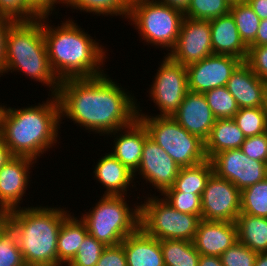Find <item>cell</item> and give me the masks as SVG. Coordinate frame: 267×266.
Wrapping results in <instances>:
<instances>
[{
	"mask_svg": "<svg viewBox=\"0 0 267 266\" xmlns=\"http://www.w3.org/2000/svg\"><path fill=\"white\" fill-rule=\"evenodd\" d=\"M57 98L61 123L62 119H69L89 134L104 137L130 125L138 117L140 104L134 94L117 84L107 72L61 80Z\"/></svg>",
	"mask_w": 267,
	"mask_h": 266,
	"instance_id": "1",
	"label": "cell"
},
{
	"mask_svg": "<svg viewBox=\"0 0 267 266\" xmlns=\"http://www.w3.org/2000/svg\"><path fill=\"white\" fill-rule=\"evenodd\" d=\"M48 96V100L29 107L12 108L0 103L3 105L0 114V137L13 156L38 161L37 158L60 143L59 101L57 95Z\"/></svg>",
	"mask_w": 267,
	"mask_h": 266,
	"instance_id": "2",
	"label": "cell"
},
{
	"mask_svg": "<svg viewBox=\"0 0 267 266\" xmlns=\"http://www.w3.org/2000/svg\"><path fill=\"white\" fill-rule=\"evenodd\" d=\"M48 19L49 16H42L43 34L51 68L60 81L95 77L106 72L103 67L108 50L100 45L96 36L85 32L73 18L61 21L56 27L50 23L51 17L50 21Z\"/></svg>",
	"mask_w": 267,
	"mask_h": 266,
	"instance_id": "3",
	"label": "cell"
},
{
	"mask_svg": "<svg viewBox=\"0 0 267 266\" xmlns=\"http://www.w3.org/2000/svg\"><path fill=\"white\" fill-rule=\"evenodd\" d=\"M67 209L37 204L8 211L7 227L16 236L26 266H58L57 238L70 214Z\"/></svg>",
	"mask_w": 267,
	"mask_h": 266,
	"instance_id": "4",
	"label": "cell"
},
{
	"mask_svg": "<svg viewBox=\"0 0 267 266\" xmlns=\"http://www.w3.org/2000/svg\"><path fill=\"white\" fill-rule=\"evenodd\" d=\"M8 72L27 75L26 78H31V81L33 79L50 88L49 95H57L60 80L49 62L42 17L32 21H16L9 29L3 76Z\"/></svg>",
	"mask_w": 267,
	"mask_h": 266,
	"instance_id": "5",
	"label": "cell"
},
{
	"mask_svg": "<svg viewBox=\"0 0 267 266\" xmlns=\"http://www.w3.org/2000/svg\"><path fill=\"white\" fill-rule=\"evenodd\" d=\"M122 195H102L95 206L82 213L88 233L105 246H114L140 227V203L131 207Z\"/></svg>",
	"mask_w": 267,
	"mask_h": 266,
	"instance_id": "6",
	"label": "cell"
},
{
	"mask_svg": "<svg viewBox=\"0 0 267 266\" xmlns=\"http://www.w3.org/2000/svg\"><path fill=\"white\" fill-rule=\"evenodd\" d=\"M183 18L182 11L156 0H131L127 20L144 44L166 49L168 55L179 37Z\"/></svg>",
	"mask_w": 267,
	"mask_h": 266,
	"instance_id": "7",
	"label": "cell"
},
{
	"mask_svg": "<svg viewBox=\"0 0 267 266\" xmlns=\"http://www.w3.org/2000/svg\"><path fill=\"white\" fill-rule=\"evenodd\" d=\"M138 104V118L145 125L149 137L180 167L194 166L207 160L205 142L190 134L172 116H155L142 112Z\"/></svg>",
	"mask_w": 267,
	"mask_h": 266,
	"instance_id": "8",
	"label": "cell"
},
{
	"mask_svg": "<svg viewBox=\"0 0 267 266\" xmlns=\"http://www.w3.org/2000/svg\"><path fill=\"white\" fill-rule=\"evenodd\" d=\"M156 193L139 202L140 227L159 240L193 241L201 218L177 211Z\"/></svg>",
	"mask_w": 267,
	"mask_h": 266,
	"instance_id": "9",
	"label": "cell"
},
{
	"mask_svg": "<svg viewBox=\"0 0 267 266\" xmlns=\"http://www.w3.org/2000/svg\"><path fill=\"white\" fill-rule=\"evenodd\" d=\"M165 54L148 88L150 100L160 111L155 116H173L188 92L186 66Z\"/></svg>",
	"mask_w": 267,
	"mask_h": 266,
	"instance_id": "10",
	"label": "cell"
},
{
	"mask_svg": "<svg viewBox=\"0 0 267 266\" xmlns=\"http://www.w3.org/2000/svg\"><path fill=\"white\" fill-rule=\"evenodd\" d=\"M202 219L235 222L241 209V191L214 172L201 195Z\"/></svg>",
	"mask_w": 267,
	"mask_h": 266,
	"instance_id": "11",
	"label": "cell"
},
{
	"mask_svg": "<svg viewBox=\"0 0 267 266\" xmlns=\"http://www.w3.org/2000/svg\"><path fill=\"white\" fill-rule=\"evenodd\" d=\"M210 161L213 172L240 191L267 178V163L249 158L241 149L221 151Z\"/></svg>",
	"mask_w": 267,
	"mask_h": 266,
	"instance_id": "12",
	"label": "cell"
},
{
	"mask_svg": "<svg viewBox=\"0 0 267 266\" xmlns=\"http://www.w3.org/2000/svg\"><path fill=\"white\" fill-rule=\"evenodd\" d=\"M213 55L211 26L209 20H196L184 17L179 37L168 56L183 66L199 62Z\"/></svg>",
	"mask_w": 267,
	"mask_h": 266,
	"instance_id": "13",
	"label": "cell"
},
{
	"mask_svg": "<svg viewBox=\"0 0 267 266\" xmlns=\"http://www.w3.org/2000/svg\"><path fill=\"white\" fill-rule=\"evenodd\" d=\"M180 166L149 136L143 145L140 165L134 173V178L145 180L147 185L159 191L161 195L173 186L180 171Z\"/></svg>",
	"mask_w": 267,
	"mask_h": 266,
	"instance_id": "14",
	"label": "cell"
},
{
	"mask_svg": "<svg viewBox=\"0 0 267 266\" xmlns=\"http://www.w3.org/2000/svg\"><path fill=\"white\" fill-rule=\"evenodd\" d=\"M242 62L232 55L213 54L186 66L188 91L204 93L226 86L233 71Z\"/></svg>",
	"mask_w": 267,
	"mask_h": 266,
	"instance_id": "15",
	"label": "cell"
},
{
	"mask_svg": "<svg viewBox=\"0 0 267 266\" xmlns=\"http://www.w3.org/2000/svg\"><path fill=\"white\" fill-rule=\"evenodd\" d=\"M34 163L37 161L32 158L14 156L0 169V209L8 212L21 208Z\"/></svg>",
	"mask_w": 267,
	"mask_h": 266,
	"instance_id": "16",
	"label": "cell"
},
{
	"mask_svg": "<svg viewBox=\"0 0 267 266\" xmlns=\"http://www.w3.org/2000/svg\"><path fill=\"white\" fill-rule=\"evenodd\" d=\"M113 138L111 153L131 172L135 173L140 165L145 139L149 133L137 117L130 125L120 128L107 137Z\"/></svg>",
	"mask_w": 267,
	"mask_h": 266,
	"instance_id": "17",
	"label": "cell"
},
{
	"mask_svg": "<svg viewBox=\"0 0 267 266\" xmlns=\"http://www.w3.org/2000/svg\"><path fill=\"white\" fill-rule=\"evenodd\" d=\"M190 134L204 142L208 139L216 117L203 93L188 91L179 109L172 116Z\"/></svg>",
	"mask_w": 267,
	"mask_h": 266,
	"instance_id": "18",
	"label": "cell"
},
{
	"mask_svg": "<svg viewBox=\"0 0 267 266\" xmlns=\"http://www.w3.org/2000/svg\"><path fill=\"white\" fill-rule=\"evenodd\" d=\"M238 241L235 222L199 221L193 244L200 255L218 256Z\"/></svg>",
	"mask_w": 267,
	"mask_h": 266,
	"instance_id": "19",
	"label": "cell"
},
{
	"mask_svg": "<svg viewBox=\"0 0 267 266\" xmlns=\"http://www.w3.org/2000/svg\"><path fill=\"white\" fill-rule=\"evenodd\" d=\"M226 87L239 108L264 107L266 81L260 79L245 61L233 71Z\"/></svg>",
	"mask_w": 267,
	"mask_h": 266,
	"instance_id": "20",
	"label": "cell"
},
{
	"mask_svg": "<svg viewBox=\"0 0 267 266\" xmlns=\"http://www.w3.org/2000/svg\"><path fill=\"white\" fill-rule=\"evenodd\" d=\"M95 164L93 176L106 189L104 195L127 196L129 190L137 187L134 173L111 153H105Z\"/></svg>",
	"mask_w": 267,
	"mask_h": 266,
	"instance_id": "21",
	"label": "cell"
},
{
	"mask_svg": "<svg viewBox=\"0 0 267 266\" xmlns=\"http://www.w3.org/2000/svg\"><path fill=\"white\" fill-rule=\"evenodd\" d=\"M213 54L232 55L246 61L248 46L241 39L230 13L209 20Z\"/></svg>",
	"mask_w": 267,
	"mask_h": 266,
	"instance_id": "22",
	"label": "cell"
},
{
	"mask_svg": "<svg viewBox=\"0 0 267 266\" xmlns=\"http://www.w3.org/2000/svg\"><path fill=\"white\" fill-rule=\"evenodd\" d=\"M127 266H164L160 240L149 236L141 227L122 242Z\"/></svg>",
	"mask_w": 267,
	"mask_h": 266,
	"instance_id": "23",
	"label": "cell"
},
{
	"mask_svg": "<svg viewBox=\"0 0 267 266\" xmlns=\"http://www.w3.org/2000/svg\"><path fill=\"white\" fill-rule=\"evenodd\" d=\"M87 234L88 229L85 222L79 217V215L75 217L74 212H71L63 220L58 233V266H68L71 263Z\"/></svg>",
	"mask_w": 267,
	"mask_h": 266,
	"instance_id": "24",
	"label": "cell"
},
{
	"mask_svg": "<svg viewBox=\"0 0 267 266\" xmlns=\"http://www.w3.org/2000/svg\"><path fill=\"white\" fill-rule=\"evenodd\" d=\"M246 137L233 118L216 119L208 139L205 154L211 159L215 154L232 149H240Z\"/></svg>",
	"mask_w": 267,
	"mask_h": 266,
	"instance_id": "25",
	"label": "cell"
},
{
	"mask_svg": "<svg viewBox=\"0 0 267 266\" xmlns=\"http://www.w3.org/2000/svg\"><path fill=\"white\" fill-rule=\"evenodd\" d=\"M235 224L240 243L257 253L267 251V218L240 213Z\"/></svg>",
	"mask_w": 267,
	"mask_h": 266,
	"instance_id": "26",
	"label": "cell"
},
{
	"mask_svg": "<svg viewBox=\"0 0 267 266\" xmlns=\"http://www.w3.org/2000/svg\"><path fill=\"white\" fill-rule=\"evenodd\" d=\"M212 173L213 166L209 159L194 166L181 167L173 186L164 192L202 195L208 178Z\"/></svg>",
	"mask_w": 267,
	"mask_h": 266,
	"instance_id": "27",
	"label": "cell"
},
{
	"mask_svg": "<svg viewBox=\"0 0 267 266\" xmlns=\"http://www.w3.org/2000/svg\"><path fill=\"white\" fill-rule=\"evenodd\" d=\"M131 0H64V6L97 16H120L127 20ZM66 4V5H65ZM99 14V15H98Z\"/></svg>",
	"mask_w": 267,
	"mask_h": 266,
	"instance_id": "28",
	"label": "cell"
},
{
	"mask_svg": "<svg viewBox=\"0 0 267 266\" xmlns=\"http://www.w3.org/2000/svg\"><path fill=\"white\" fill-rule=\"evenodd\" d=\"M164 266H198L200 253L192 241L160 240Z\"/></svg>",
	"mask_w": 267,
	"mask_h": 266,
	"instance_id": "29",
	"label": "cell"
},
{
	"mask_svg": "<svg viewBox=\"0 0 267 266\" xmlns=\"http://www.w3.org/2000/svg\"><path fill=\"white\" fill-rule=\"evenodd\" d=\"M229 13L234 18L241 39L249 46L256 39L260 18L247 2L231 5Z\"/></svg>",
	"mask_w": 267,
	"mask_h": 266,
	"instance_id": "30",
	"label": "cell"
},
{
	"mask_svg": "<svg viewBox=\"0 0 267 266\" xmlns=\"http://www.w3.org/2000/svg\"><path fill=\"white\" fill-rule=\"evenodd\" d=\"M240 213L267 218V178L241 191Z\"/></svg>",
	"mask_w": 267,
	"mask_h": 266,
	"instance_id": "31",
	"label": "cell"
},
{
	"mask_svg": "<svg viewBox=\"0 0 267 266\" xmlns=\"http://www.w3.org/2000/svg\"><path fill=\"white\" fill-rule=\"evenodd\" d=\"M233 119L246 138L267 132V115L264 107L239 108Z\"/></svg>",
	"mask_w": 267,
	"mask_h": 266,
	"instance_id": "32",
	"label": "cell"
},
{
	"mask_svg": "<svg viewBox=\"0 0 267 266\" xmlns=\"http://www.w3.org/2000/svg\"><path fill=\"white\" fill-rule=\"evenodd\" d=\"M216 119L233 118L239 111L236 100L226 86H221L203 93Z\"/></svg>",
	"mask_w": 267,
	"mask_h": 266,
	"instance_id": "33",
	"label": "cell"
},
{
	"mask_svg": "<svg viewBox=\"0 0 267 266\" xmlns=\"http://www.w3.org/2000/svg\"><path fill=\"white\" fill-rule=\"evenodd\" d=\"M226 0H191L184 17L196 20H211L230 12Z\"/></svg>",
	"mask_w": 267,
	"mask_h": 266,
	"instance_id": "34",
	"label": "cell"
},
{
	"mask_svg": "<svg viewBox=\"0 0 267 266\" xmlns=\"http://www.w3.org/2000/svg\"><path fill=\"white\" fill-rule=\"evenodd\" d=\"M160 196L182 213L197 215L202 219L201 195L183 192H163Z\"/></svg>",
	"mask_w": 267,
	"mask_h": 266,
	"instance_id": "35",
	"label": "cell"
},
{
	"mask_svg": "<svg viewBox=\"0 0 267 266\" xmlns=\"http://www.w3.org/2000/svg\"><path fill=\"white\" fill-rule=\"evenodd\" d=\"M0 266H26L16 236L8 227L0 234Z\"/></svg>",
	"mask_w": 267,
	"mask_h": 266,
	"instance_id": "36",
	"label": "cell"
},
{
	"mask_svg": "<svg viewBox=\"0 0 267 266\" xmlns=\"http://www.w3.org/2000/svg\"><path fill=\"white\" fill-rule=\"evenodd\" d=\"M106 246L89 233L81 243L75 258L68 266H95Z\"/></svg>",
	"mask_w": 267,
	"mask_h": 266,
	"instance_id": "37",
	"label": "cell"
},
{
	"mask_svg": "<svg viewBox=\"0 0 267 266\" xmlns=\"http://www.w3.org/2000/svg\"><path fill=\"white\" fill-rule=\"evenodd\" d=\"M257 252L237 241L220 256L224 266H254Z\"/></svg>",
	"mask_w": 267,
	"mask_h": 266,
	"instance_id": "38",
	"label": "cell"
},
{
	"mask_svg": "<svg viewBox=\"0 0 267 266\" xmlns=\"http://www.w3.org/2000/svg\"><path fill=\"white\" fill-rule=\"evenodd\" d=\"M0 10L15 21H32L39 18L28 6L26 0H0Z\"/></svg>",
	"mask_w": 267,
	"mask_h": 266,
	"instance_id": "39",
	"label": "cell"
},
{
	"mask_svg": "<svg viewBox=\"0 0 267 266\" xmlns=\"http://www.w3.org/2000/svg\"><path fill=\"white\" fill-rule=\"evenodd\" d=\"M248 47L245 62L260 79L267 81V45Z\"/></svg>",
	"mask_w": 267,
	"mask_h": 266,
	"instance_id": "40",
	"label": "cell"
},
{
	"mask_svg": "<svg viewBox=\"0 0 267 266\" xmlns=\"http://www.w3.org/2000/svg\"><path fill=\"white\" fill-rule=\"evenodd\" d=\"M240 149L249 158L267 163V132L247 137Z\"/></svg>",
	"mask_w": 267,
	"mask_h": 266,
	"instance_id": "41",
	"label": "cell"
},
{
	"mask_svg": "<svg viewBox=\"0 0 267 266\" xmlns=\"http://www.w3.org/2000/svg\"><path fill=\"white\" fill-rule=\"evenodd\" d=\"M95 266H127L123 245L106 246Z\"/></svg>",
	"mask_w": 267,
	"mask_h": 266,
	"instance_id": "42",
	"label": "cell"
},
{
	"mask_svg": "<svg viewBox=\"0 0 267 266\" xmlns=\"http://www.w3.org/2000/svg\"><path fill=\"white\" fill-rule=\"evenodd\" d=\"M27 6L38 16H52L54 13L58 15L55 9L57 4H62L64 7V0H26ZM56 11V12H55Z\"/></svg>",
	"mask_w": 267,
	"mask_h": 266,
	"instance_id": "43",
	"label": "cell"
},
{
	"mask_svg": "<svg viewBox=\"0 0 267 266\" xmlns=\"http://www.w3.org/2000/svg\"><path fill=\"white\" fill-rule=\"evenodd\" d=\"M15 22V20L9 17H6L4 20H0V78L4 74L6 40L8 31Z\"/></svg>",
	"mask_w": 267,
	"mask_h": 266,
	"instance_id": "44",
	"label": "cell"
},
{
	"mask_svg": "<svg viewBox=\"0 0 267 266\" xmlns=\"http://www.w3.org/2000/svg\"><path fill=\"white\" fill-rule=\"evenodd\" d=\"M260 20L267 19V0H246Z\"/></svg>",
	"mask_w": 267,
	"mask_h": 266,
	"instance_id": "45",
	"label": "cell"
},
{
	"mask_svg": "<svg viewBox=\"0 0 267 266\" xmlns=\"http://www.w3.org/2000/svg\"><path fill=\"white\" fill-rule=\"evenodd\" d=\"M267 45V19L260 20L256 39L249 46Z\"/></svg>",
	"mask_w": 267,
	"mask_h": 266,
	"instance_id": "46",
	"label": "cell"
},
{
	"mask_svg": "<svg viewBox=\"0 0 267 266\" xmlns=\"http://www.w3.org/2000/svg\"><path fill=\"white\" fill-rule=\"evenodd\" d=\"M14 156L4 140L0 137V169L9 162Z\"/></svg>",
	"mask_w": 267,
	"mask_h": 266,
	"instance_id": "47",
	"label": "cell"
},
{
	"mask_svg": "<svg viewBox=\"0 0 267 266\" xmlns=\"http://www.w3.org/2000/svg\"><path fill=\"white\" fill-rule=\"evenodd\" d=\"M160 3L176 8L183 13L187 10L191 0H156Z\"/></svg>",
	"mask_w": 267,
	"mask_h": 266,
	"instance_id": "48",
	"label": "cell"
},
{
	"mask_svg": "<svg viewBox=\"0 0 267 266\" xmlns=\"http://www.w3.org/2000/svg\"><path fill=\"white\" fill-rule=\"evenodd\" d=\"M198 266H224L221 258L218 256L200 255Z\"/></svg>",
	"mask_w": 267,
	"mask_h": 266,
	"instance_id": "49",
	"label": "cell"
},
{
	"mask_svg": "<svg viewBox=\"0 0 267 266\" xmlns=\"http://www.w3.org/2000/svg\"><path fill=\"white\" fill-rule=\"evenodd\" d=\"M254 266H267V251L257 254Z\"/></svg>",
	"mask_w": 267,
	"mask_h": 266,
	"instance_id": "50",
	"label": "cell"
},
{
	"mask_svg": "<svg viewBox=\"0 0 267 266\" xmlns=\"http://www.w3.org/2000/svg\"><path fill=\"white\" fill-rule=\"evenodd\" d=\"M8 225V212L0 209V234Z\"/></svg>",
	"mask_w": 267,
	"mask_h": 266,
	"instance_id": "51",
	"label": "cell"
},
{
	"mask_svg": "<svg viewBox=\"0 0 267 266\" xmlns=\"http://www.w3.org/2000/svg\"><path fill=\"white\" fill-rule=\"evenodd\" d=\"M230 5L246 2V0H226Z\"/></svg>",
	"mask_w": 267,
	"mask_h": 266,
	"instance_id": "52",
	"label": "cell"
},
{
	"mask_svg": "<svg viewBox=\"0 0 267 266\" xmlns=\"http://www.w3.org/2000/svg\"><path fill=\"white\" fill-rule=\"evenodd\" d=\"M264 108H265V112L267 115V86H266V90H265V104H264Z\"/></svg>",
	"mask_w": 267,
	"mask_h": 266,
	"instance_id": "53",
	"label": "cell"
},
{
	"mask_svg": "<svg viewBox=\"0 0 267 266\" xmlns=\"http://www.w3.org/2000/svg\"><path fill=\"white\" fill-rule=\"evenodd\" d=\"M6 16L3 14V12L0 10V20H4Z\"/></svg>",
	"mask_w": 267,
	"mask_h": 266,
	"instance_id": "54",
	"label": "cell"
}]
</instances>
